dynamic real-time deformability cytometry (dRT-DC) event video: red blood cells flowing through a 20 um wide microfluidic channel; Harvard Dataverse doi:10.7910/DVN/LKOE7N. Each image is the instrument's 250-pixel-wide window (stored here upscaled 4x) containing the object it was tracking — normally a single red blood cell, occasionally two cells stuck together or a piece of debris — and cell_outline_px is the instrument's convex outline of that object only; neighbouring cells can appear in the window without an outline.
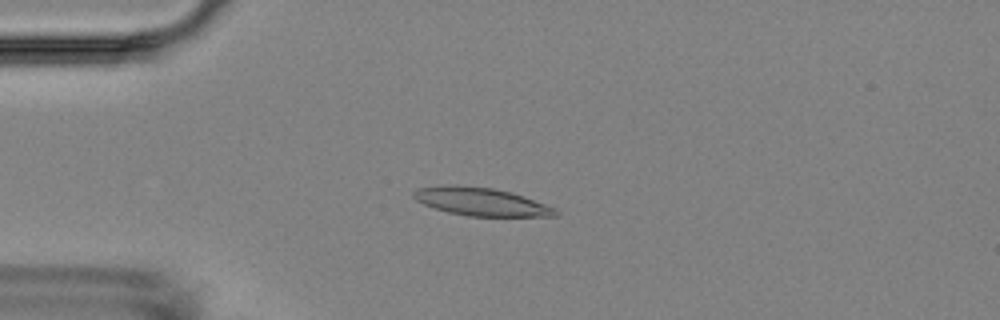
{"species": "Egyptian fruit bat (a non-hibernating species)", "species_latin": "Rousettus aegyptiacus", "temperature_condition": "room temperature", "stored_images_in_passage": 1, "camera_frame_rate_fps": 3000, "um_per_image_px": 0.085, "animal": {"sex": "female"}, "frame": {"image": 1, "passage_image": 1, "time_ms": 0.0, "image_size_px": [1000, 320], "cell_outline_px": [[560, 216], [468, 216], [448, 212], [424, 204], [416, 200], [412, 196], [412, 192], [416, 188], [448, 184], [456, 184], [492, 188], [512, 192], [524, 196], [556, 208], [560, 212]], "centroid_in_image_um": [40.9, 17.13], "position_along_channel_um": 44.1, "area_um2": 23.41}}